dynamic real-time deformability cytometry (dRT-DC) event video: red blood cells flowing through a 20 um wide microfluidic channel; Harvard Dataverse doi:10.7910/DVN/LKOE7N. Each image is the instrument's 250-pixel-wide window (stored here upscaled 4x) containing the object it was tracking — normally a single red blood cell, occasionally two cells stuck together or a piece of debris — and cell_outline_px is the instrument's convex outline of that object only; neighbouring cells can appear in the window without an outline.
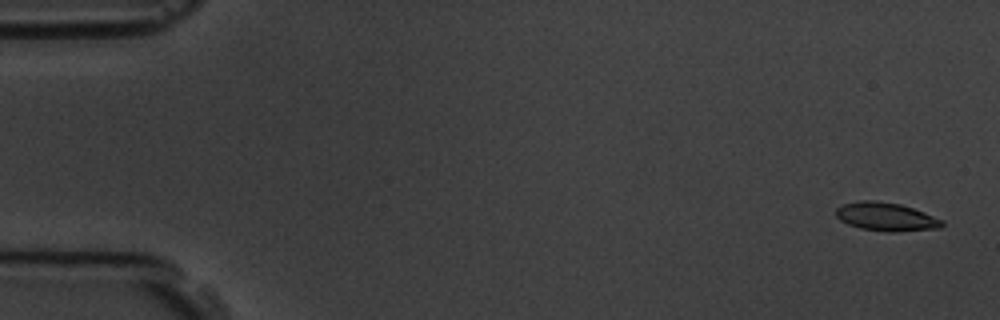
{"species": "common noctule bat (a hibernating species)", "species_latin": "Nyctalus noctula", "temperature_condition": "room temperature", "stored_images_in_passage": 6, "camera_frame_rate_fps": 3000, "um_per_image_px": 0.085, "animal": {"sex": "male", "body_mass_g": 19.5, "forearm_length_mm": 54.6}, "frame": {"image": 1, "passage_image": 1, "time_ms": 0.0, "image_size_px": [1000, 320], "cell_outline_px": [[944, 224], [940, 228], [896, 232], [888, 232], [860, 228], [848, 224], [840, 220], [836, 216], [836, 208], [844, 204], [860, 200], [876, 200], [900, 204], [924, 212], [944, 220]], "centroid_in_image_um": [75.33, 18.42], "position_along_channel_um": 9.7, "area_um2": 17.63}}
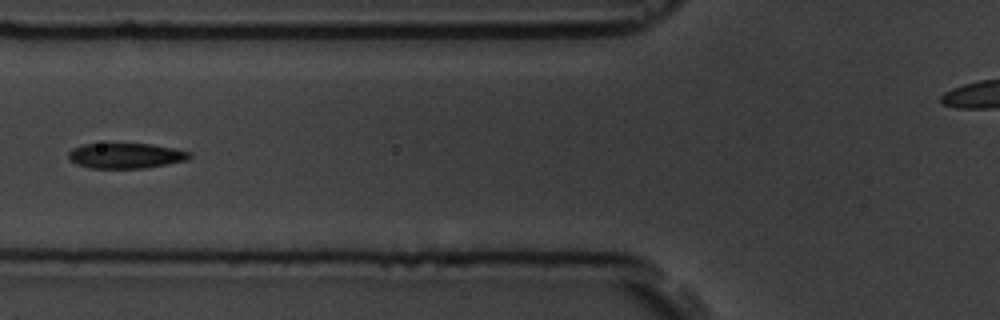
{"frame": {"image": 2, "passage_image": 6, "time_ms": 6.667, "image_size_px": [1000, 320], "cell_outline_px": [[192, 156], [188, 160], [144, 168], [92, 168], [76, 164], [68, 156], [68, 152], [72, 148], [84, 144], [148, 144], [172, 148], [192, 152]], "centroid_in_image_um": [10.7, 13.24], "position_along_channel_um": 115.1, "area_um2": 17.69}}